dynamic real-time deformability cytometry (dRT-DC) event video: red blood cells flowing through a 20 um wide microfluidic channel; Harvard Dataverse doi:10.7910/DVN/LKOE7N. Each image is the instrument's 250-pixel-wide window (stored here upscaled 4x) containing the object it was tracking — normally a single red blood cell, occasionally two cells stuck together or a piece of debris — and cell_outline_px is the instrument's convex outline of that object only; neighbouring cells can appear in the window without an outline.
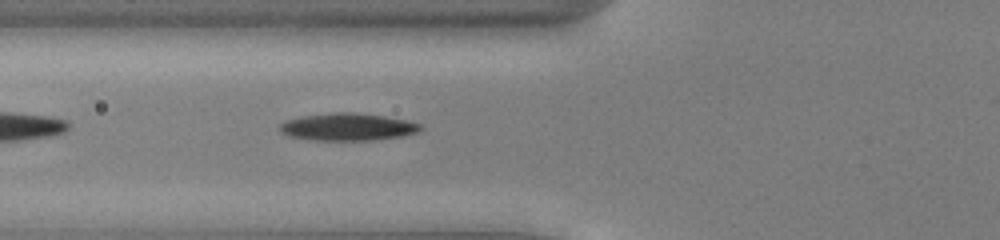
{"species": "common noctule bat (a hibernating species)", "species_latin": "Nyctalus noctula", "temperature_condition": "cold", "stored_images_in_passage": 36, "camera_frame_rate_fps": 3000, "um_per_image_px": 0.085, "animal": {"sex": "male", "body_mass_g": 13.0, "forearm_length_mm": 53.1}, "frame": {"image": 1, "passage_image": 5, "time_ms": 1.333, "image_size_px": [1000, 240], "cell_outline_px": [[424, 128], [420, 132], [400, 136], [368, 140], [316, 140], [288, 136], [280, 132], [280, 124], [284, 120], [304, 116], [332, 112], [352, 112], [384, 116], [424, 124]], "centroid_in_image_um": [29.57, 10.78], "position_along_channel_um": 96.2, "area_um2": 22.43}}
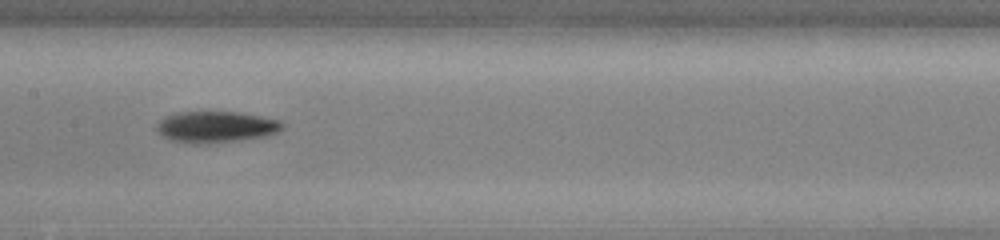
{"frame": {"image": 2, "passage_image": 12, "time_ms": 3.667, "image_size_px": [1000, 240], "cell_outline_px": [[284, 128], [280, 132], [268, 136], [204, 144], [192, 144], [168, 140], [156, 132], [156, 124], [164, 116], [176, 112], [236, 112], [260, 116], [280, 120], [284, 124]], "centroid_in_image_um": [18.33, 10.79], "position_along_channel_um": 189.1, "area_um2": 23.29}}
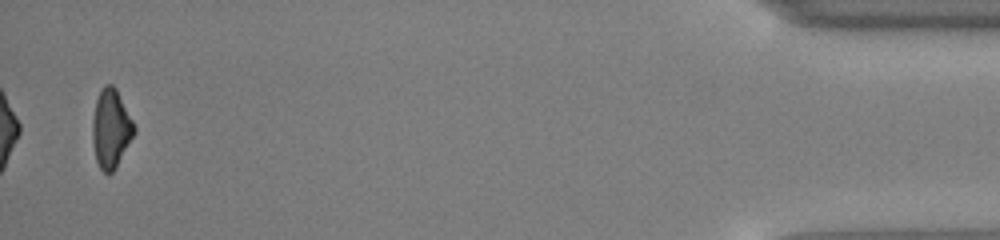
{"frame": {"image": 3, "passage_image": 36, "time_ms": 11.667, "image_size_px": [1000, 240], "cell_outline_px": [[136, 132], [116, 168], [108, 176], [100, 168], [96, 160], [92, 140], [92, 120], [96, 100], [104, 84], [112, 84], [116, 88], [136, 128]], "centroid_in_image_um": [9.43, 10.96], "position_along_channel_um": 425.8, "area_um2": 19.19}, "authors_computed_cell_mechanics": {"area_um2": 21.6461, "velocity_mm_per_s": 3.9591, "shape_relaxation_time_tau1_ms": 2.2092, "shape_relaxation_time_tau2_ms": null, "deformation_change_tau1": 0.1298, "deformation_change_tau2": null}}